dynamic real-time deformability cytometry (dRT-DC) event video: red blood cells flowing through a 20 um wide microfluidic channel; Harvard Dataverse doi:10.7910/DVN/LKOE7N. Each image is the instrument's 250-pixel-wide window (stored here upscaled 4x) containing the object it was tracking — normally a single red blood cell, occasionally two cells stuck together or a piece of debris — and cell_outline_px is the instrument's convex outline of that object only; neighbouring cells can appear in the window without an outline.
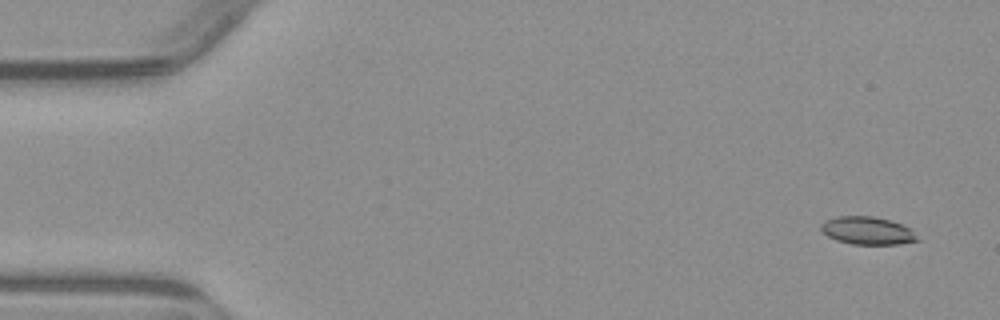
{"species": "common noctule bat (a hibernating species)", "species_latin": "Nyctalus noctula", "temperature_condition": "warm", "stored_images_in_passage": 7, "camera_frame_rate_fps": 3000, "um_per_image_px": 0.085, "animal": {"sex": "male", "body_mass_g": 23.1, "forearm_length_mm": 52.7}, "frame": {"image": 1, "passage_image": 1, "time_ms": 0.0, "image_size_px": [1000, 320], "cell_outline_px": [[920, 240], [896, 244], [852, 244], [836, 240], [828, 236], [820, 228], [820, 224], [824, 220], [836, 216], [872, 216], [888, 220], [912, 228]], "centroid_in_image_um": [73.72, 19.6], "position_along_channel_um": 11.3, "area_um2": 15.61}}
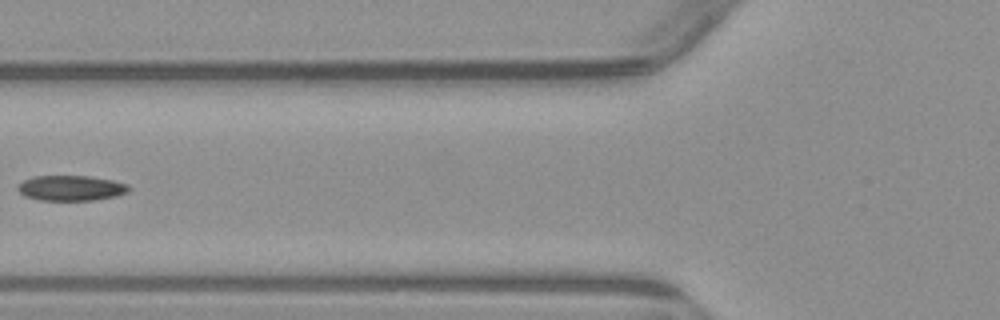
{"frame": {"image": 2, "passage_image": 6, "time_ms": 6.0, "image_size_px": [1000, 320], "cell_outline_px": [[132, 188], [128, 192], [116, 196], [92, 200], [36, 200], [24, 196], [16, 188], [24, 180], [32, 176], [88, 176], [112, 180], [128, 184]], "centroid_in_image_um": [6.04, 15.98], "position_along_channel_um": 119.8, "area_um2": 16.42}}
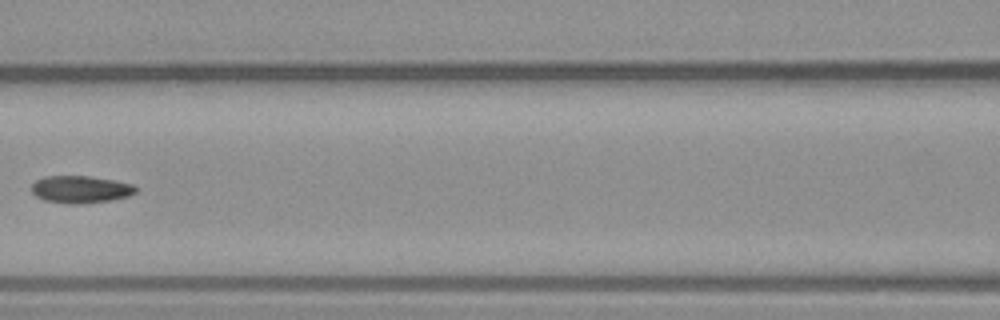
{"frame": {"image": 3, "passage_image": 7, "time_ms": 7.0, "image_size_px": [1000, 320], "cell_outline_px": [[140, 188], [136, 192], [128, 196], [112, 200], [80, 204], [72, 204], [44, 200], [36, 196], [32, 192], [32, 184], [36, 180], [44, 176], [88, 176], [116, 180], [132, 184]], "centroid_in_image_um": [6.88, 16.09], "position_along_channel_um": 159.7, "area_um2": 16.7}}